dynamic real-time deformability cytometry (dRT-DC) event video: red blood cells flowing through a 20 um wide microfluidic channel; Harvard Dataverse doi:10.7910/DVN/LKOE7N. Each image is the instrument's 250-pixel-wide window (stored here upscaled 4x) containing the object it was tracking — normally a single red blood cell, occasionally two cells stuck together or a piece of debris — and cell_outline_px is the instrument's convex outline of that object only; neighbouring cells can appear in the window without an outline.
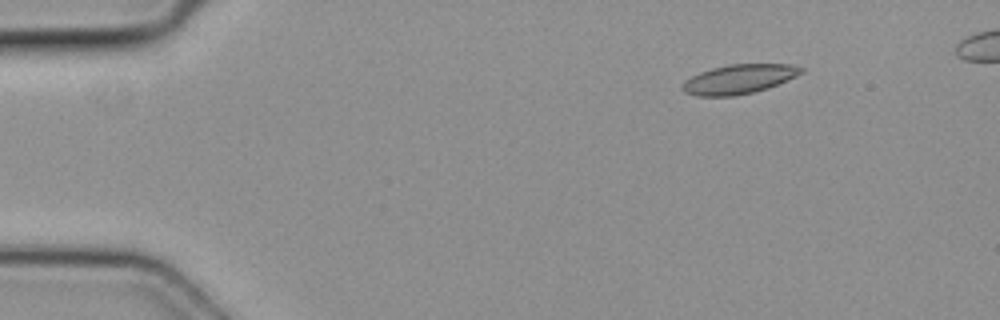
{"species": "common noctule bat (a hibernating species)", "species_latin": "Nyctalus noctula", "temperature_condition": "cold", "stored_images_in_passage": 5, "camera_frame_rate_fps": 3000, "um_per_image_px": 0.085, "animal": {"sex": "female", "body_mass_g": 19.3, "forearm_length_mm": 54.1}, "frame": {"image": 1, "passage_image": 2, "time_ms": 0.333, "image_size_px": [1000, 320], "cell_outline_px": [[804, 72], [796, 76], [768, 88], [752, 92], [732, 96], [696, 96], [684, 92], [680, 88], [680, 84], [684, 80], [700, 72], [712, 68], [728, 64], [792, 64], [804, 68]], "centroid_in_image_um": [62.78, 6.72], "position_along_channel_um": 22.2, "area_um2": 20.4}}